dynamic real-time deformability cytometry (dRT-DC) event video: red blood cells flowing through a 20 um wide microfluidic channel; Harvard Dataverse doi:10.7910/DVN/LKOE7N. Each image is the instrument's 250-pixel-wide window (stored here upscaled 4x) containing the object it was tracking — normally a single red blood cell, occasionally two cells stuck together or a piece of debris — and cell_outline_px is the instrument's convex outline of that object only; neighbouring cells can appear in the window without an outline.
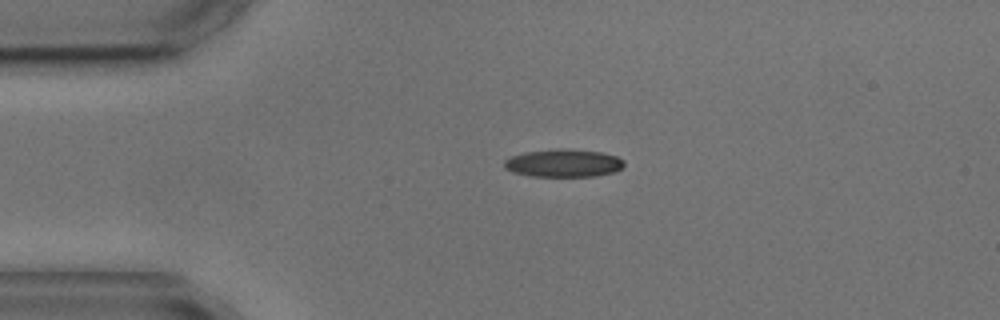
{"species": "common noctule bat (a hibernating species)", "species_latin": "Nyctalus noctula", "temperature_condition": "cold", "stored_images_in_passage": 3, "segment_of_instrument_passage": [1, 2], "camera_frame_rate_fps": 3000, "um_per_image_px": 0.085, "animal": {"sex": "male", "body_mass_g": 17.9, "forearm_length_mm": 54.2}, "frame": {"image": 1, "passage_image": 1, "time_ms": 0.0, "image_size_px": [1000, 320], "cell_outline_px": [[624, 164], [620, 168], [612, 172], [596, 176], [532, 176], [512, 172], [504, 168], [504, 160], [512, 156], [524, 152], [556, 148], [564, 148], [600, 152], [616, 156], [624, 160]], "centroid_in_image_um": [47.86, 13.85], "position_along_channel_um": 37.1, "area_um2": 19.42}}